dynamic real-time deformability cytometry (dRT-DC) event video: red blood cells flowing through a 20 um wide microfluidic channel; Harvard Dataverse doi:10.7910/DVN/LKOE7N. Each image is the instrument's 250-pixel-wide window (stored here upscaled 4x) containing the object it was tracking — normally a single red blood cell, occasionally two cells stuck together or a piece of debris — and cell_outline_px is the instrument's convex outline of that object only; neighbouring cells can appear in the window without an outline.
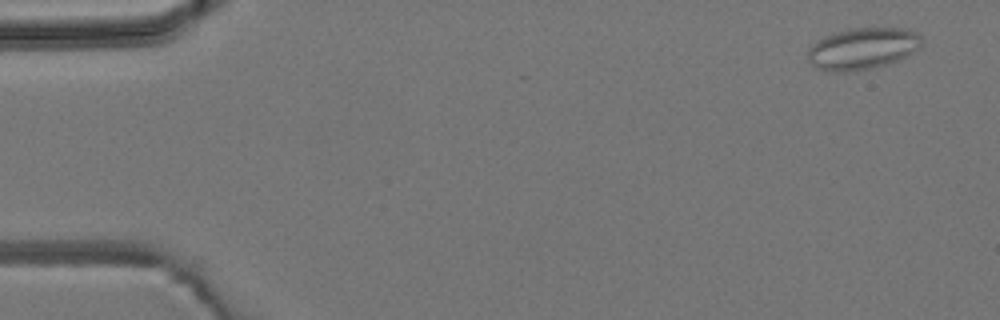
{"species": "common noctule bat (a hibernating species)", "species_latin": "Nyctalus noctula", "temperature_condition": "room temperature", "stored_images_in_passage": 5, "camera_frame_rate_fps": 3000, "um_per_image_px": 0.085, "animal": {"sex": "male", "body_mass_g": 19.2, "forearm_length_mm": 51.8}, "frame": {"image": 1, "passage_image": 1, "time_ms": 0.0, "image_size_px": [1000, 320], "cell_outline_px": [[924, 44], [920, 48], [900, 60], [888, 64], [872, 68], [848, 72], [832, 72], [816, 68], [808, 60], [808, 48], [812, 44], [824, 36], [832, 32], [852, 28], [908, 28], [924, 36]], "centroid_in_image_um": [73.37, 4.12], "position_along_channel_um": 11.6, "area_um2": 28.26}}